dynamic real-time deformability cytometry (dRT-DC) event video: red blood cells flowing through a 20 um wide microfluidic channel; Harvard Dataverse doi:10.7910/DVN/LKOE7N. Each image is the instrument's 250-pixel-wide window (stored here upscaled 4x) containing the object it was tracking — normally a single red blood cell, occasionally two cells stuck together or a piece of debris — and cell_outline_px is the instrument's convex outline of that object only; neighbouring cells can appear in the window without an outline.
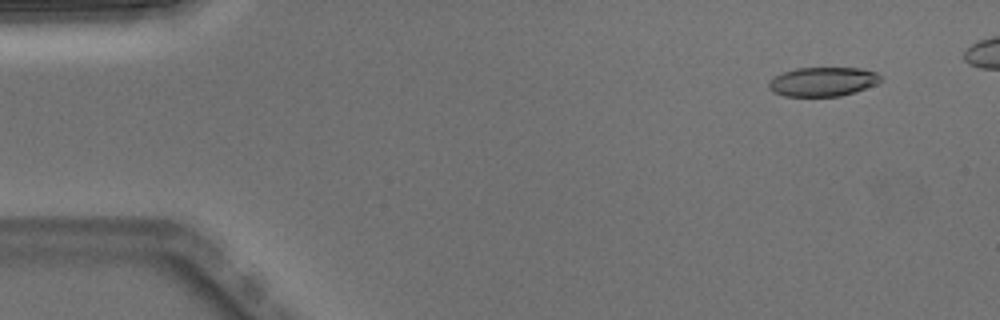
{"species": "Egyptian fruit bat (a non-hibernating species)", "species_latin": "Rousettus aegyptiacus", "temperature_condition": "warm", "stored_images_in_passage": 5, "camera_frame_rate_fps": 3000, "um_per_image_px": 0.085, "animal": {"sex": "male"}, "frame": {"image": 1, "passage_image": 1, "time_ms": 0.0, "image_size_px": [1000, 320], "cell_outline_px": [[880, 80], [876, 84], [840, 96], [784, 96], [772, 92], [768, 88], [768, 84], [776, 76], [784, 72], [796, 68], [860, 68], [876, 72], [880, 76]], "centroid_in_image_um": [69.91, 6.94], "position_along_channel_um": 15.1, "area_um2": 18.73}}